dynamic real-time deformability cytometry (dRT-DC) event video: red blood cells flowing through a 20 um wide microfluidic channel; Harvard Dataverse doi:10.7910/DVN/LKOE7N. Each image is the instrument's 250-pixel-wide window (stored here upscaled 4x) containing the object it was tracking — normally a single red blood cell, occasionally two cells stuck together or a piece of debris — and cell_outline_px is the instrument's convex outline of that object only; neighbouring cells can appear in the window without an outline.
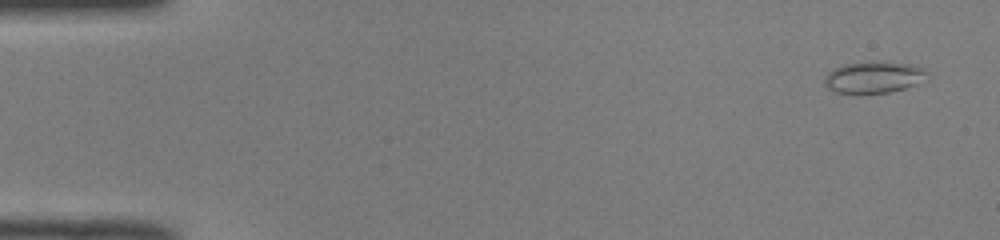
{"species": "common noctule bat (a hibernating species)", "species_latin": "Nyctalus noctula", "temperature_condition": "room temperature", "stored_images_in_passage": 10, "camera_frame_rate_fps": 3000, "um_per_image_px": 0.085, "animal": {"sex": "male", "body_mass_g": 19.0, "forearm_length_mm": 50.8}, "frame": {"image": 1, "passage_image": 1, "time_ms": 0.0, "image_size_px": [1000, 240], "cell_outline_px": [[928, 80], [904, 88], [888, 92], [860, 96], [836, 92], [828, 88], [824, 84], [824, 76], [832, 68], [844, 64], [908, 64], [924, 68], [928, 72]], "centroid_in_image_um": [74.24, 6.64], "position_along_channel_um": 10.8, "area_um2": 18.84}}